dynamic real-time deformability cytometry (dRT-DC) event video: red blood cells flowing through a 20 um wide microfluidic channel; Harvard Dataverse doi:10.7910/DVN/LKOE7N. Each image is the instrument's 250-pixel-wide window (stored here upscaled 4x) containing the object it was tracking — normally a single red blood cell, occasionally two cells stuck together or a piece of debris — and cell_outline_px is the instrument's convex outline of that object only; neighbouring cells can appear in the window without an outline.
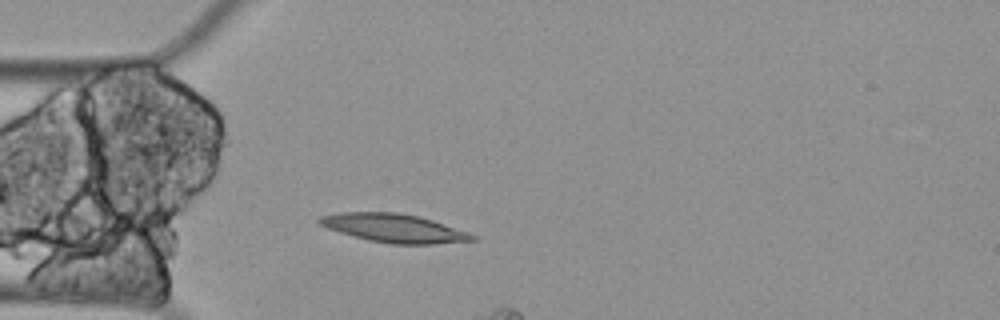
{"species": "Egyptian fruit bat (a non-hibernating species)", "species_latin": "Rousettus aegyptiacus", "temperature_condition": "cold", "stored_images_in_passage": 12, "camera_frame_rate_fps": 3000, "um_per_image_px": 0.085, "animal": {"sex": "female"}, "frame": {"image": 1, "passage_image": 9, "time_ms": 2.667, "image_size_px": [1000, 320], "cell_outline_px": [[476, 240], [432, 244], [392, 244], [368, 240], [352, 236], [328, 228], [320, 224], [316, 220], [320, 216], [340, 212], [396, 212], [416, 216], [432, 220], [468, 232], [476, 236]], "centroid_in_image_um": [33.46, 19.39], "position_along_channel_um": 51.5, "area_um2": 25.2}}